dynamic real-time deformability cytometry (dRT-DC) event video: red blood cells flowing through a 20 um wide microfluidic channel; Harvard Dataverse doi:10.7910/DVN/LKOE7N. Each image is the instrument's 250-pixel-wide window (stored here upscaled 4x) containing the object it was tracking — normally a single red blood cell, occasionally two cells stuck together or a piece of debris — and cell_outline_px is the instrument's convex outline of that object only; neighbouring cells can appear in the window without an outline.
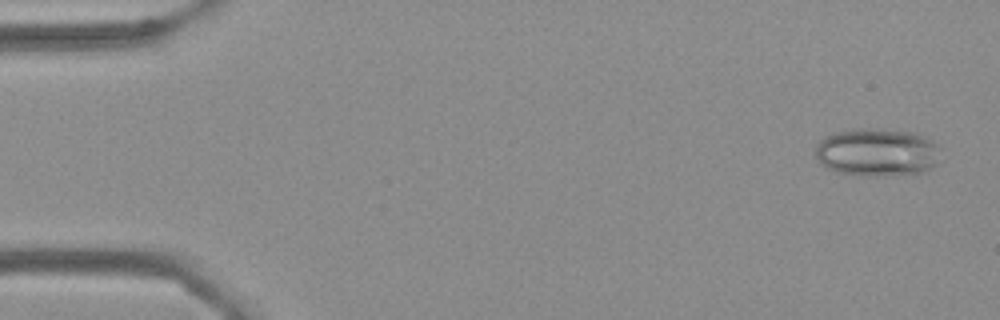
{"species": "Egyptian fruit bat (a non-hibernating species)", "species_latin": "Rousettus aegyptiacus", "temperature_condition": "cold", "stored_images_in_passage": 52, "camera_frame_rate_fps": 3000, "um_per_image_px": 0.085, "frame": {"image": 1, "passage_image": 2, "time_ms": 0.333, "image_size_px": [1000, 320], "cell_outline_px": [[944, 148], [936, 164], [932, 168], [924, 172], [884, 176], [864, 176], [836, 172], [820, 164], [816, 160], [816, 144], [824, 136], [832, 132], [856, 128], [872, 128], [916, 132], [940, 144]], "centroid_in_image_um": [74.59, 12.93], "position_along_channel_um": 10.4, "area_um2": 36.01}}
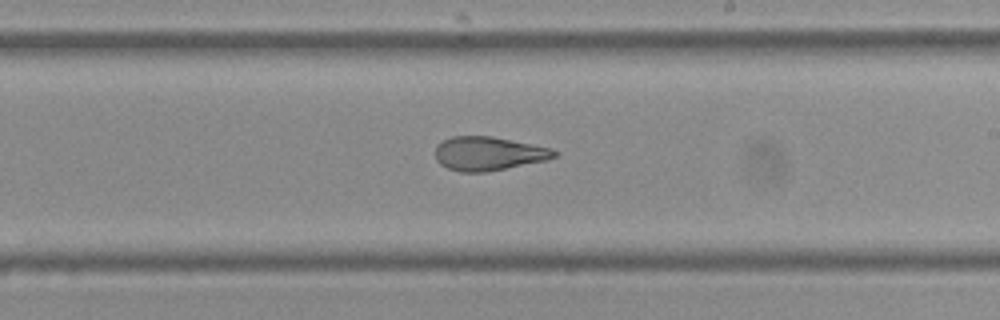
{"frame": {"image": 2, "passage_image": 32, "time_ms": 10.333, "image_size_px": [1000, 320], "cell_outline_px": [[560, 152], [556, 156], [548, 160], [484, 172], [460, 172], [448, 168], [440, 164], [436, 160], [436, 144], [452, 136], [492, 136], [552, 148]], "centroid_in_image_um": [41.53, 13.05], "position_along_channel_um": 247.5, "area_um2": 23.47}}
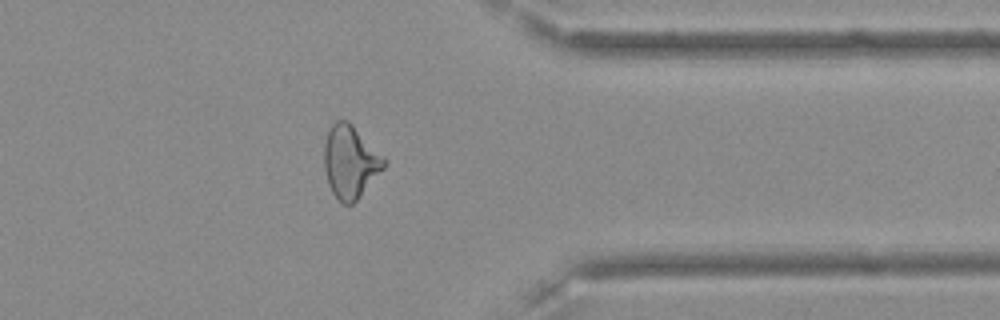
{"frame": {"image": 3, "passage_image": 44, "time_ms": 14.333, "image_size_px": [1000, 320], "cell_outline_px": [[388, 160], [384, 168], [356, 200], [352, 204], [344, 204], [332, 192], [328, 184], [324, 168], [324, 144], [328, 132], [332, 124], [336, 120], [348, 120]], "centroid_in_image_um": [29.77, 13.73], "position_along_channel_um": 381.6, "area_um2": 25.2}}